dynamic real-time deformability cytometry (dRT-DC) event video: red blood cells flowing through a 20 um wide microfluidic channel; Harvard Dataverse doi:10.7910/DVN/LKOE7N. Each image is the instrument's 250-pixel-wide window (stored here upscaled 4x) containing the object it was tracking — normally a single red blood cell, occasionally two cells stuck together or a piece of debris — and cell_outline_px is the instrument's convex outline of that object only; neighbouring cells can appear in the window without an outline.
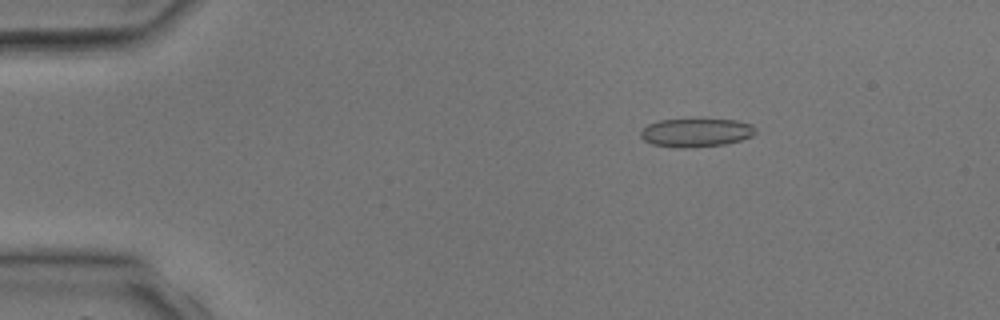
{"species": "common noctule bat (a hibernating species)", "species_latin": "Nyctalus noctula", "temperature_condition": "room temperature", "stored_images_in_passage": 5, "camera_frame_rate_fps": 3000, "um_per_image_px": 0.085, "animal": {"sex": "male", "body_mass_g": 17.9, "forearm_length_mm": 54.2}, "frame": {"image": 1, "passage_image": 5, "time_ms": 5.0, "image_size_px": [1000, 320], "cell_outline_px": [[756, 132], [752, 136], [740, 140], [724, 144], [692, 148], [676, 148], [652, 144], [644, 140], [640, 136], [640, 132], [648, 124], [660, 120], [700, 116], [736, 120], [752, 124], [756, 128]], "centroid_in_image_um": [59.18, 11.22], "position_along_channel_um": 25.8, "area_um2": 20.11}}